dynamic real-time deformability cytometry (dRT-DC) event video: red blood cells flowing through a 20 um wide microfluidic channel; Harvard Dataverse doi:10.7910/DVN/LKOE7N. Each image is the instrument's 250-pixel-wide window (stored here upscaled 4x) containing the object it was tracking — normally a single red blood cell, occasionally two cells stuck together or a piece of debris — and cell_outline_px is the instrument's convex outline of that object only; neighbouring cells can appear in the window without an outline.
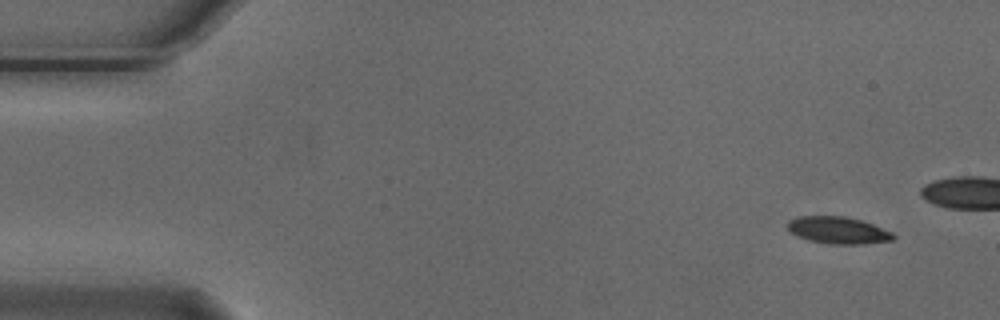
{"species": "Egyptian fruit bat (a non-hibernating species)", "species_latin": "Rousettus aegyptiacus", "temperature_condition": "cold", "stored_images_in_passage": 6, "camera_frame_rate_fps": 3000, "um_per_image_px": 0.085, "animal": {"sex": "male"}, "frame": {"image": 1, "passage_image": 1, "time_ms": 0.0, "image_size_px": [1000, 320], "cell_outline_px": [[896, 236], [892, 240], [864, 244], [828, 244], [808, 240], [792, 232], [788, 228], [788, 220], [796, 216], [844, 216], [860, 220], [872, 224], [892, 232]], "centroid_in_image_um": [71.24, 19.57], "position_along_channel_um": 13.8, "area_um2": 16.53}}
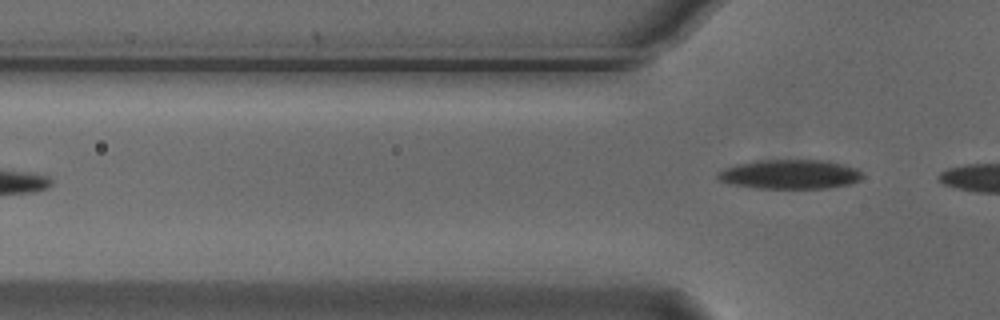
{"frame": {"image": 2, "passage_image": 6, "time_ms": 1.667, "image_size_px": [1000, 320], "cell_outline_px": [[864, 176], [860, 180], [848, 184], [828, 188], [756, 188], [728, 184], [716, 180], [716, 172], [724, 168], [736, 164], [760, 160], [828, 160], [844, 164], [856, 168]], "centroid_in_image_um": [67.1, 14.81], "position_along_channel_um": 58.7, "area_um2": 25.03}}